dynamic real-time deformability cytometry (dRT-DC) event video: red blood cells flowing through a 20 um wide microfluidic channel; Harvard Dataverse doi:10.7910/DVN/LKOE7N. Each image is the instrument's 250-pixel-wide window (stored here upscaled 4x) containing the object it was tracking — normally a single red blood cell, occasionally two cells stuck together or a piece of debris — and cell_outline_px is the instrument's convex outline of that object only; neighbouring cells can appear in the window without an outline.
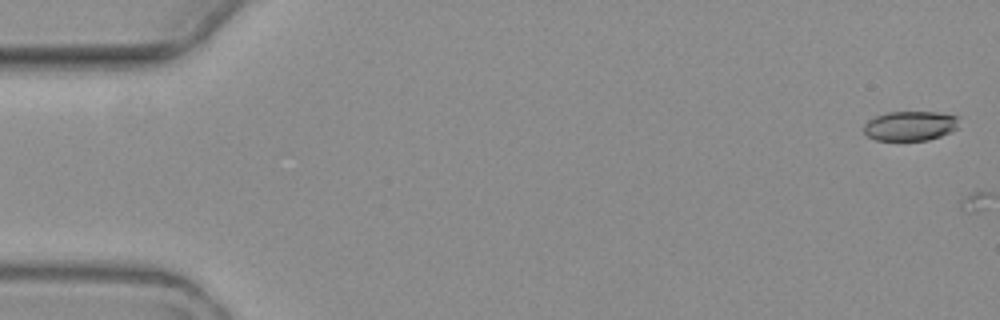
{"species": "common noctule bat (a hibernating species)", "species_latin": "Nyctalus noctula", "temperature_condition": "warm", "stored_images_in_passage": 2, "camera_frame_rate_fps": 3000, "um_per_image_px": 0.085, "animal": {"sex": "female", "body_mass_g": 19.3, "forearm_length_mm": 54.1}, "frame": {"image": 1, "passage_image": 1, "time_ms": 0.0, "image_size_px": [1000, 320], "cell_outline_px": [[960, 128], [952, 132], [928, 140], [876, 140], [868, 136], [864, 132], [864, 124], [868, 120], [884, 112], [936, 112], [960, 116]], "centroid_in_image_um": [77.43, 10.69], "position_along_channel_um": 7.6, "area_um2": 16.76}}